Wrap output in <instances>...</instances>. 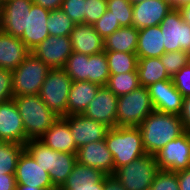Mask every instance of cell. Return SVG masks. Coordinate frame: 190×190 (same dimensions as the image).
<instances>
[{"label":"cell","mask_w":190,"mask_h":190,"mask_svg":"<svg viewBox=\"0 0 190 190\" xmlns=\"http://www.w3.org/2000/svg\"><path fill=\"white\" fill-rule=\"evenodd\" d=\"M36 5H39L50 11L61 8L63 0H32Z\"/></svg>","instance_id":"48"},{"label":"cell","mask_w":190,"mask_h":190,"mask_svg":"<svg viewBox=\"0 0 190 190\" xmlns=\"http://www.w3.org/2000/svg\"><path fill=\"white\" fill-rule=\"evenodd\" d=\"M77 154L56 151L55 186H62L77 162Z\"/></svg>","instance_id":"35"},{"label":"cell","mask_w":190,"mask_h":190,"mask_svg":"<svg viewBox=\"0 0 190 190\" xmlns=\"http://www.w3.org/2000/svg\"><path fill=\"white\" fill-rule=\"evenodd\" d=\"M159 26L163 34L165 52H190V24L184 22L178 8H172Z\"/></svg>","instance_id":"8"},{"label":"cell","mask_w":190,"mask_h":190,"mask_svg":"<svg viewBox=\"0 0 190 190\" xmlns=\"http://www.w3.org/2000/svg\"><path fill=\"white\" fill-rule=\"evenodd\" d=\"M171 79L183 98L190 96V65L181 68Z\"/></svg>","instance_id":"42"},{"label":"cell","mask_w":190,"mask_h":190,"mask_svg":"<svg viewBox=\"0 0 190 190\" xmlns=\"http://www.w3.org/2000/svg\"><path fill=\"white\" fill-rule=\"evenodd\" d=\"M77 162L102 171L105 175H114V159L105 140L92 142L77 151Z\"/></svg>","instance_id":"18"},{"label":"cell","mask_w":190,"mask_h":190,"mask_svg":"<svg viewBox=\"0 0 190 190\" xmlns=\"http://www.w3.org/2000/svg\"><path fill=\"white\" fill-rule=\"evenodd\" d=\"M140 86L138 71L110 74L106 87L117 97L128 94Z\"/></svg>","instance_id":"32"},{"label":"cell","mask_w":190,"mask_h":190,"mask_svg":"<svg viewBox=\"0 0 190 190\" xmlns=\"http://www.w3.org/2000/svg\"><path fill=\"white\" fill-rule=\"evenodd\" d=\"M0 141L25 145L26 138L22 118L14 99L0 103Z\"/></svg>","instance_id":"15"},{"label":"cell","mask_w":190,"mask_h":190,"mask_svg":"<svg viewBox=\"0 0 190 190\" xmlns=\"http://www.w3.org/2000/svg\"><path fill=\"white\" fill-rule=\"evenodd\" d=\"M178 9L182 14L184 22L190 24V3L183 5Z\"/></svg>","instance_id":"49"},{"label":"cell","mask_w":190,"mask_h":190,"mask_svg":"<svg viewBox=\"0 0 190 190\" xmlns=\"http://www.w3.org/2000/svg\"><path fill=\"white\" fill-rule=\"evenodd\" d=\"M13 70L0 69V103L13 99Z\"/></svg>","instance_id":"43"},{"label":"cell","mask_w":190,"mask_h":190,"mask_svg":"<svg viewBox=\"0 0 190 190\" xmlns=\"http://www.w3.org/2000/svg\"><path fill=\"white\" fill-rule=\"evenodd\" d=\"M25 145L0 141V174H15L17 161Z\"/></svg>","instance_id":"30"},{"label":"cell","mask_w":190,"mask_h":190,"mask_svg":"<svg viewBox=\"0 0 190 190\" xmlns=\"http://www.w3.org/2000/svg\"><path fill=\"white\" fill-rule=\"evenodd\" d=\"M72 79L63 68L50 69L44 80L39 97L57 116L68 115V95Z\"/></svg>","instance_id":"5"},{"label":"cell","mask_w":190,"mask_h":190,"mask_svg":"<svg viewBox=\"0 0 190 190\" xmlns=\"http://www.w3.org/2000/svg\"><path fill=\"white\" fill-rule=\"evenodd\" d=\"M16 190H43V189L37 188V187L26 186V185H22V184H17Z\"/></svg>","instance_id":"51"},{"label":"cell","mask_w":190,"mask_h":190,"mask_svg":"<svg viewBox=\"0 0 190 190\" xmlns=\"http://www.w3.org/2000/svg\"><path fill=\"white\" fill-rule=\"evenodd\" d=\"M32 0H8L0 6V30L21 38L26 28Z\"/></svg>","instance_id":"12"},{"label":"cell","mask_w":190,"mask_h":190,"mask_svg":"<svg viewBox=\"0 0 190 190\" xmlns=\"http://www.w3.org/2000/svg\"><path fill=\"white\" fill-rule=\"evenodd\" d=\"M62 118L68 123L78 149L86 144L105 140L109 130L105 124L92 120L83 114H72Z\"/></svg>","instance_id":"11"},{"label":"cell","mask_w":190,"mask_h":190,"mask_svg":"<svg viewBox=\"0 0 190 190\" xmlns=\"http://www.w3.org/2000/svg\"><path fill=\"white\" fill-rule=\"evenodd\" d=\"M173 8L168 0H145L133 5V26L140 30L159 25Z\"/></svg>","instance_id":"17"},{"label":"cell","mask_w":190,"mask_h":190,"mask_svg":"<svg viewBox=\"0 0 190 190\" xmlns=\"http://www.w3.org/2000/svg\"><path fill=\"white\" fill-rule=\"evenodd\" d=\"M30 53L20 38L0 30V69H16Z\"/></svg>","instance_id":"22"},{"label":"cell","mask_w":190,"mask_h":190,"mask_svg":"<svg viewBox=\"0 0 190 190\" xmlns=\"http://www.w3.org/2000/svg\"><path fill=\"white\" fill-rule=\"evenodd\" d=\"M28 140L39 139L60 117L51 111L39 95L13 96Z\"/></svg>","instance_id":"2"},{"label":"cell","mask_w":190,"mask_h":190,"mask_svg":"<svg viewBox=\"0 0 190 190\" xmlns=\"http://www.w3.org/2000/svg\"><path fill=\"white\" fill-rule=\"evenodd\" d=\"M147 154L156 155L170 141L182 135L185 130L179 115L154 110L138 126Z\"/></svg>","instance_id":"1"},{"label":"cell","mask_w":190,"mask_h":190,"mask_svg":"<svg viewBox=\"0 0 190 190\" xmlns=\"http://www.w3.org/2000/svg\"><path fill=\"white\" fill-rule=\"evenodd\" d=\"M16 185L14 174H0V190H16Z\"/></svg>","instance_id":"45"},{"label":"cell","mask_w":190,"mask_h":190,"mask_svg":"<svg viewBox=\"0 0 190 190\" xmlns=\"http://www.w3.org/2000/svg\"><path fill=\"white\" fill-rule=\"evenodd\" d=\"M105 143L114 159V173L119 167L147 154L139 127L109 128Z\"/></svg>","instance_id":"3"},{"label":"cell","mask_w":190,"mask_h":190,"mask_svg":"<svg viewBox=\"0 0 190 190\" xmlns=\"http://www.w3.org/2000/svg\"><path fill=\"white\" fill-rule=\"evenodd\" d=\"M138 78L140 86L148 87L160 80H169L160 57L138 58Z\"/></svg>","instance_id":"27"},{"label":"cell","mask_w":190,"mask_h":190,"mask_svg":"<svg viewBox=\"0 0 190 190\" xmlns=\"http://www.w3.org/2000/svg\"><path fill=\"white\" fill-rule=\"evenodd\" d=\"M110 74H120L137 70L138 57L136 53L120 51H105Z\"/></svg>","instance_id":"29"},{"label":"cell","mask_w":190,"mask_h":190,"mask_svg":"<svg viewBox=\"0 0 190 190\" xmlns=\"http://www.w3.org/2000/svg\"><path fill=\"white\" fill-rule=\"evenodd\" d=\"M159 170L178 172L190 168V132L185 131L156 155Z\"/></svg>","instance_id":"9"},{"label":"cell","mask_w":190,"mask_h":190,"mask_svg":"<svg viewBox=\"0 0 190 190\" xmlns=\"http://www.w3.org/2000/svg\"><path fill=\"white\" fill-rule=\"evenodd\" d=\"M179 190H190V168L178 171Z\"/></svg>","instance_id":"47"},{"label":"cell","mask_w":190,"mask_h":190,"mask_svg":"<svg viewBox=\"0 0 190 190\" xmlns=\"http://www.w3.org/2000/svg\"><path fill=\"white\" fill-rule=\"evenodd\" d=\"M72 52L69 36H49L31 50L35 57L51 69L63 68Z\"/></svg>","instance_id":"10"},{"label":"cell","mask_w":190,"mask_h":190,"mask_svg":"<svg viewBox=\"0 0 190 190\" xmlns=\"http://www.w3.org/2000/svg\"><path fill=\"white\" fill-rule=\"evenodd\" d=\"M98 34L105 39L111 35L115 30L121 28L117 19L112 15V12L108 9L106 12L93 24Z\"/></svg>","instance_id":"39"},{"label":"cell","mask_w":190,"mask_h":190,"mask_svg":"<svg viewBox=\"0 0 190 190\" xmlns=\"http://www.w3.org/2000/svg\"><path fill=\"white\" fill-rule=\"evenodd\" d=\"M139 30L134 26L121 27L103 39L104 51L135 53L138 44Z\"/></svg>","instance_id":"26"},{"label":"cell","mask_w":190,"mask_h":190,"mask_svg":"<svg viewBox=\"0 0 190 190\" xmlns=\"http://www.w3.org/2000/svg\"><path fill=\"white\" fill-rule=\"evenodd\" d=\"M129 1L131 2L132 5H134V4H139L145 0H129Z\"/></svg>","instance_id":"52"},{"label":"cell","mask_w":190,"mask_h":190,"mask_svg":"<svg viewBox=\"0 0 190 190\" xmlns=\"http://www.w3.org/2000/svg\"><path fill=\"white\" fill-rule=\"evenodd\" d=\"M100 87L90 81H73L68 95V115L82 114Z\"/></svg>","instance_id":"25"},{"label":"cell","mask_w":190,"mask_h":190,"mask_svg":"<svg viewBox=\"0 0 190 190\" xmlns=\"http://www.w3.org/2000/svg\"><path fill=\"white\" fill-rule=\"evenodd\" d=\"M47 147L64 153L77 154L78 148L68 123L60 117L40 138Z\"/></svg>","instance_id":"23"},{"label":"cell","mask_w":190,"mask_h":190,"mask_svg":"<svg viewBox=\"0 0 190 190\" xmlns=\"http://www.w3.org/2000/svg\"><path fill=\"white\" fill-rule=\"evenodd\" d=\"M105 174L79 162L61 186L65 190H104Z\"/></svg>","instance_id":"20"},{"label":"cell","mask_w":190,"mask_h":190,"mask_svg":"<svg viewBox=\"0 0 190 190\" xmlns=\"http://www.w3.org/2000/svg\"><path fill=\"white\" fill-rule=\"evenodd\" d=\"M61 8L75 24H84L85 0H63Z\"/></svg>","instance_id":"40"},{"label":"cell","mask_w":190,"mask_h":190,"mask_svg":"<svg viewBox=\"0 0 190 190\" xmlns=\"http://www.w3.org/2000/svg\"><path fill=\"white\" fill-rule=\"evenodd\" d=\"M104 190H126L115 175H106L104 179Z\"/></svg>","instance_id":"46"},{"label":"cell","mask_w":190,"mask_h":190,"mask_svg":"<svg viewBox=\"0 0 190 190\" xmlns=\"http://www.w3.org/2000/svg\"><path fill=\"white\" fill-rule=\"evenodd\" d=\"M25 149L32 155L37 164L49 173L50 179L55 186V163L56 151L47 147L39 139L29 140Z\"/></svg>","instance_id":"28"},{"label":"cell","mask_w":190,"mask_h":190,"mask_svg":"<svg viewBox=\"0 0 190 190\" xmlns=\"http://www.w3.org/2000/svg\"><path fill=\"white\" fill-rule=\"evenodd\" d=\"M147 88L156 111L175 115L181 113L183 96L175 88L172 79L160 80Z\"/></svg>","instance_id":"16"},{"label":"cell","mask_w":190,"mask_h":190,"mask_svg":"<svg viewBox=\"0 0 190 190\" xmlns=\"http://www.w3.org/2000/svg\"><path fill=\"white\" fill-rule=\"evenodd\" d=\"M107 9L112 12L121 27L133 26V5L129 0H107Z\"/></svg>","instance_id":"36"},{"label":"cell","mask_w":190,"mask_h":190,"mask_svg":"<svg viewBox=\"0 0 190 190\" xmlns=\"http://www.w3.org/2000/svg\"><path fill=\"white\" fill-rule=\"evenodd\" d=\"M135 53L138 58L161 57L165 53L163 34L159 25L139 30Z\"/></svg>","instance_id":"24"},{"label":"cell","mask_w":190,"mask_h":190,"mask_svg":"<svg viewBox=\"0 0 190 190\" xmlns=\"http://www.w3.org/2000/svg\"><path fill=\"white\" fill-rule=\"evenodd\" d=\"M179 117L181 118L184 130L190 132V96L183 98Z\"/></svg>","instance_id":"44"},{"label":"cell","mask_w":190,"mask_h":190,"mask_svg":"<svg viewBox=\"0 0 190 190\" xmlns=\"http://www.w3.org/2000/svg\"><path fill=\"white\" fill-rule=\"evenodd\" d=\"M173 8H180L181 6L190 3V0H168Z\"/></svg>","instance_id":"50"},{"label":"cell","mask_w":190,"mask_h":190,"mask_svg":"<svg viewBox=\"0 0 190 190\" xmlns=\"http://www.w3.org/2000/svg\"><path fill=\"white\" fill-rule=\"evenodd\" d=\"M73 52L85 55H95L104 51L103 38L98 34L93 25L75 24L69 34Z\"/></svg>","instance_id":"21"},{"label":"cell","mask_w":190,"mask_h":190,"mask_svg":"<svg viewBox=\"0 0 190 190\" xmlns=\"http://www.w3.org/2000/svg\"><path fill=\"white\" fill-rule=\"evenodd\" d=\"M49 13L50 10L34 3L31 6L30 12H27L26 28L20 39L30 51L50 36L46 23Z\"/></svg>","instance_id":"19"},{"label":"cell","mask_w":190,"mask_h":190,"mask_svg":"<svg viewBox=\"0 0 190 190\" xmlns=\"http://www.w3.org/2000/svg\"><path fill=\"white\" fill-rule=\"evenodd\" d=\"M167 74L173 77L181 68L188 64V52L185 51H172L165 52L160 57Z\"/></svg>","instance_id":"37"},{"label":"cell","mask_w":190,"mask_h":190,"mask_svg":"<svg viewBox=\"0 0 190 190\" xmlns=\"http://www.w3.org/2000/svg\"><path fill=\"white\" fill-rule=\"evenodd\" d=\"M50 190H65L61 186H55L54 188H51Z\"/></svg>","instance_id":"53"},{"label":"cell","mask_w":190,"mask_h":190,"mask_svg":"<svg viewBox=\"0 0 190 190\" xmlns=\"http://www.w3.org/2000/svg\"><path fill=\"white\" fill-rule=\"evenodd\" d=\"M117 102L118 97L106 86H101L82 114L109 128H115L117 127Z\"/></svg>","instance_id":"13"},{"label":"cell","mask_w":190,"mask_h":190,"mask_svg":"<svg viewBox=\"0 0 190 190\" xmlns=\"http://www.w3.org/2000/svg\"><path fill=\"white\" fill-rule=\"evenodd\" d=\"M110 77L105 51L88 56V81L106 86Z\"/></svg>","instance_id":"31"},{"label":"cell","mask_w":190,"mask_h":190,"mask_svg":"<svg viewBox=\"0 0 190 190\" xmlns=\"http://www.w3.org/2000/svg\"><path fill=\"white\" fill-rule=\"evenodd\" d=\"M188 65H190V52H188Z\"/></svg>","instance_id":"54"},{"label":"cell","mask_w":190,"mask_h":190,"mask_svg":"<svg viewBox=\"0 0 190 190\" xmlns=\"http://www.w3.org/2000/svg\"><path fill=\"white\" fill-rule=\"evenodd\" d=\"M63 69L72 81H88V55L72 52Z\"/></svg>","instance_id":"34"},{"label":"cell","mask_w":190,"mask_h":190,"mask_svg":"<svg viewBox=\"0 0 190 190\" xmlns=\"http://www.w3.org/2000/svg\"><path fill=\"white\" fill-rule=\"evenodd\" d=\"M16 184L50 190L54 188L49 173L37 164L32 155L24 149L20 154L15 170Z\"/></svg>","instance_id":"14"},{"label":"cell","mask_w":190,"mask_h":190,"mask_svg":"<svg viewBox=\"0 0 190 190\" xmlns=\"http://www.w3.org/2000/svg\"><path fill=\"white\" fill-rule=\"evenodd\" d=\"M107 10V0H85L84 24L93 25Z\"/></svg>","instance_id":"41"},{"label":"cell","mask_w":190,"mask_h":190,"mask_svg":"<svg viewBox=\"0 0 190 190\" xmlns=\"http://www.w3.org/2000/svg\"><path fill=\"white\" fill-rule=\"evenodd\" d=\"M51 68L30 53L26 59L13 70V96L39 95L41 86Z\"/></svg>","instance_id":"6"},{"label":"cell","mask_w":190,"mask_h":190,"mask_svg":"<svg viewBox=\"0 0 190 190\" xmlns=\"http://www.w3.org/2000/svg\"><path fill=\"white\" fill-rule=\"evenodd\" d=\"M150 190H179L177 173L159 170L150 186Z\"/></svg>","instance_id":"38"},{"label":"cell","mask_w":190,"mask_h":190,"mask_svg":"<svg viewBox=\"0 0 190 190\" xmlns=\"http://www.w3.org/2000/svg\"><path fill=\"white\" fill-rule=\"evenodd\" d=\"M158 171L155 155L145 154L129 164L119 167L114 175L126 190H150Z\"/></svg>","instance_id":"7"},{"label":"cell","mask_w":190,"mask_h":190,"mask_svg":"<svg viewBox=\"0 0 190 190\" xmlns=\"http://www.w3.org/2000/svg\"><path fill=\"white\" fill-rule=\"evenodd\" d=\"M154 110L148 88L139 86L118 97L117 127H138Z\"/></svg>","instance_id":"4"},{"label":"cell","mask_w":190,"mask_h":190,"mask_svg":"<svg viewBox=\"0 0 190 190\" xmlns=\"http://www.w3.org/2000/svg\"><path fill=\"white\" fill-rule=\"evenodd\" d=\"M46 23L50 36H69L75 26V23L62 8L50 11Z\"/></svg>","instance_id":"33"}]
</instances>
